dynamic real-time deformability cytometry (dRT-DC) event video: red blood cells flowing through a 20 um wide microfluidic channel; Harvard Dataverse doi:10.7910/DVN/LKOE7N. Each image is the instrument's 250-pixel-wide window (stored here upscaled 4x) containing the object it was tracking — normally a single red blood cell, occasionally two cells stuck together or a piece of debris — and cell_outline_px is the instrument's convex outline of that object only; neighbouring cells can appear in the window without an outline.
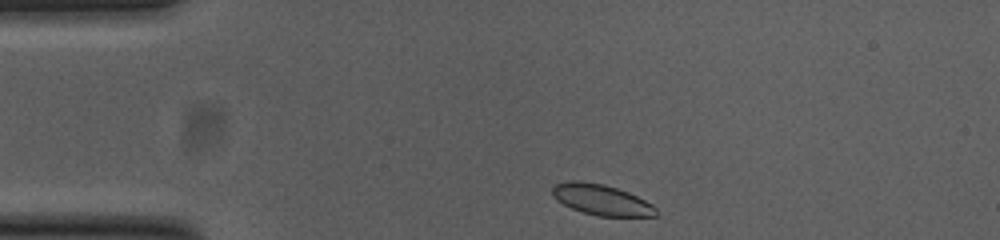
{"species": "common noctule bat (a hibernating species)", "species_latin": "Nyctalus noctula", "temperature_condition": "cold", "stored_images_in_passage": 44, "camera_frame_rate_fps": 3000, "um_per_image_px": 0.085, "animal": {"sex": "female", "body_mass_g": 23.0, "forearm_length_mm": 53.4}, "frame": {"image": 1, "passage_image": 1, "time_ms": 0.0, "image_size_px": [1000, 240], "cell_outline_px": [[656, 216], [600, 216], [584, 212], [572, 208], [556, 200], [552, 196], [552, 188], [556, 184], [568, 180], [580, 180], [604, 184], [628, 192], [652, 204], [656, 208]], "centroid_in_image_um": [51.09, 16.96], "position_along_channel_um": 33.9, "area_um2": 18.44}}
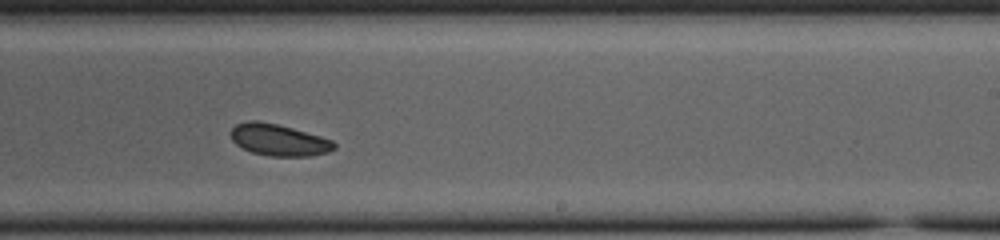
{"frame": {"image": 2, "passage_image": 23, "time_ms": 7.333, "image_size_px": [1000, 240], "cell_outline_px": [[336, 148], [328, 152], [312, 156], [272, 156], [252, 152], [236, 144], [232, 140], [232, 128], [236, 124], [248, 120], [256, 120], [276, 124], [292, 128], [320, 136], [332, 140], [336, 144]], "centroid_in_image_um": [23.71, 11.9], "position_along_channel_um": 265.3, "area_um2": 18.9}}
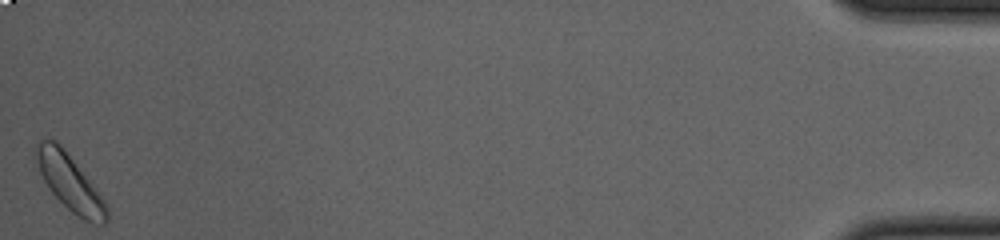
{"frame": {"image": 3, "passage_image": 44, "time_ms": 14.333, "image_size_px": [1000, 240], "cell_outline_px": [[108, 220], [104, 224], [96, 224], [84, 220], [72, 212], [48, 188], [40, 172], [32, 148], [40, 140], [56, 140], [64, 148], [104, 200], [108, 208]], "centroid_in_image_um": [5.91, 15.5], "position_along_channel_um": 429.3, "area_um2": 22.66}, "authors_computed_cell_mechanics": {"area_um2": 19.4497, "velocity_mm_per_s": 3.7425, "shape_relaxation_time_tau1_ms": 1.3473, "shape_relaxation_time_tau2_ms": null, "deformation_change_tau1": 0.0397, "deformation_change_tau2": null}}